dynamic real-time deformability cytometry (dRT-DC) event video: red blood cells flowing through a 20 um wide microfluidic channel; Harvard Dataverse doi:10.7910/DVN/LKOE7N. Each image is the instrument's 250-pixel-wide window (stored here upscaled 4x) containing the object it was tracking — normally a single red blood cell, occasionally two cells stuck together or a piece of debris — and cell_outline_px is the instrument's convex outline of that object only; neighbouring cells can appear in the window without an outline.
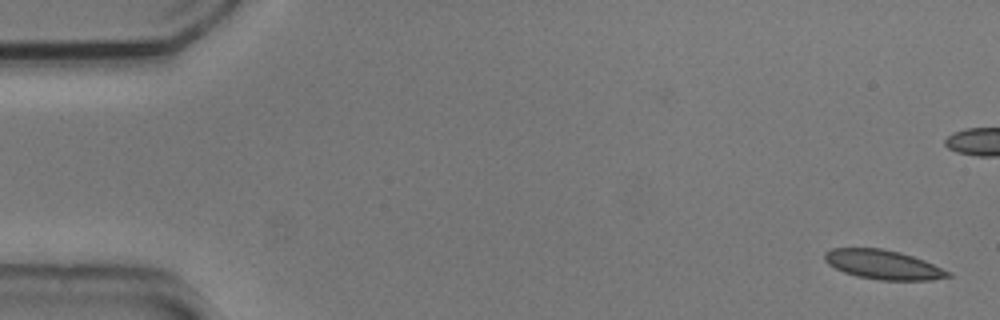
{"species": "common noctule bat (a hibernating species)", "species_latin": "Nyctalus noctula", "temperature_condition": "cold", "stored_images_in_passage": 6, "camera_frame_rate_fps": 3000, "um_per_image_px": 0.085, "animal": {"sex": "male", "body_mass_g": 20.5, "forearm_length_mm": 52.5}, "frame": {"image": 1, "passage_image": 1, "time_ms": 0.0, "image_size_px": [1000, 320], "cell_outline_px": [[952, 276], [932, 280], [880, 280], [856, 276], [844, 272], [828, 264], [824, 260], [824, 252], [832, 248], [880, 248], [900, 252], [924, 260], [952, 272]], "centroid_in_image_um": [75.07, 22.49], "position_along_channel_um": 9.9, "area_um2": 21.1}}